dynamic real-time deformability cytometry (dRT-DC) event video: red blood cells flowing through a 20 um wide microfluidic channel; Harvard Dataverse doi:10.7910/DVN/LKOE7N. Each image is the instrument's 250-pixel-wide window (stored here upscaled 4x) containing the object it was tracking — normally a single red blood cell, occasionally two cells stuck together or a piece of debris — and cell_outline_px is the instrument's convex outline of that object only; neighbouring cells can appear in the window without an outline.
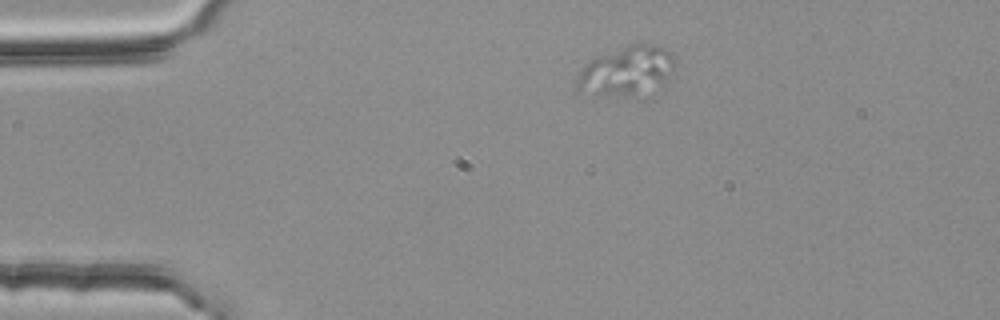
{"species": "common noctule bat (a hibernating species)", "species_latin": "Nyctalus noctula", "temperature_condition": "room temperature", "stored_images_in_passage": 3, "segment_of_instrument_passage": [1, 2], "camera_frame_rate_fps": 3000, "um_per_image_px": 0.085, "animal": {"sex": "female", "body_mass_g": 25.1}, "frame": {"image": 1, "passage_image": 1, "time_ms": 0.0, "image_size_px": [1000, 320], "cell_outline_px": [[676, 56], [672, 68], [664, 84], [628, 96], [596, 92], [576, 88], [576, 80], [580, 72], [592, 60], [600, 56], [632, 44], [652, 44], [672, 52]], "centroid_in_image_um": [53.33, 5.98], "position_along_channel_um": 31.7, "area_um2": 26.65}}